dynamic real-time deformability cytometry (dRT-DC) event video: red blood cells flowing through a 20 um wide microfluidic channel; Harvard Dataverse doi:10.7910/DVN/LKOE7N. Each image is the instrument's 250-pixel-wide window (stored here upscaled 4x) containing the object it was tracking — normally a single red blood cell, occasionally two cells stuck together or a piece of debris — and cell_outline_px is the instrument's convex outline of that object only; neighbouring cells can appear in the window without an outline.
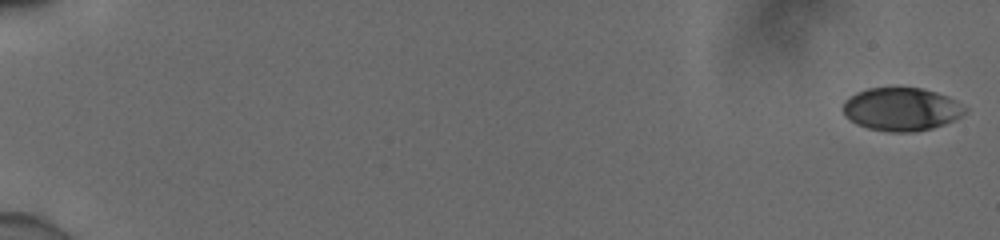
{"species": "human", "species_latin": "Homo sapiens", "temperature_condition": "cold", "stored_images_in_passage": 56, "camera_frame_rate_fps": 3000, "um_per_image_px": 0.085, "donor": {"sex": "male"}, "frame": {"image": 1, "passage_image": 1, "time_ms": 0.0, "image_size_px": [1000, 240], "cell_outline_px": [[968, 108], [960, 116], [944, 124], [932, 128], [912, 132], [888, 132], [868, 128], [856, 124], [844, 116], [844, 100], [848, 96], [856, 92], [868, 88], [920, 88], [936, 92], [948, 96], [956, 100]], "centroid_in_image_um": [76.6, 9.28], "position_along_channel_um": 8.4, "area_um2": 30.69}}
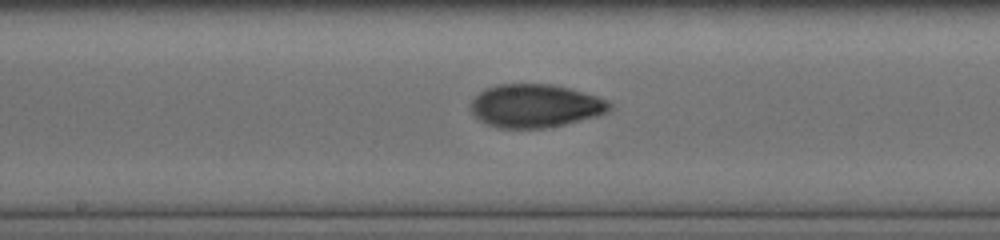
{"frame": {"image": 2, "passage_image": 32, "time_ms": 10.333, "image_size_px": [1000, 240], "cell_outline_px": [[612, 108], [608, 112], [596, 116], [548, 128], [500, 128], [484, 124], [472, 112], [472, 100], [480, 92], [488, 88], [500, 84], [548, 84], [568, 88], [596, 96], [608, 100], [612, 104]], "centroid_in_image_um": [45.52, 9.01], "position_along_channel_um": 202.7, "area_um2": 34.74}}
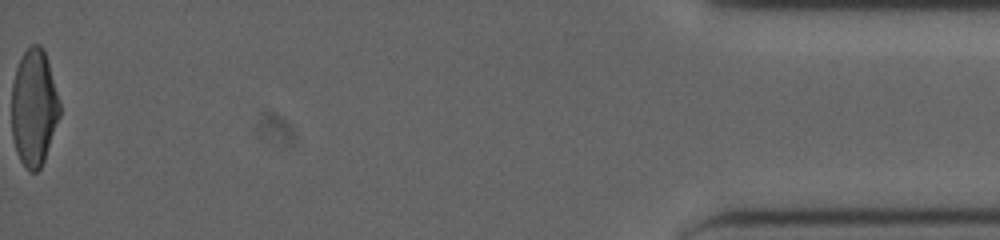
{"frame": {"image": 3, "passage_image": 56, "time_ms": 18.333, "image_size_px": [1000, 240], "cell_outline_px": [[60, 116], [44, 160], [40, 168], [36, 172], [28, 172], [20, 160], [16, 152], [12, 136], [12, 84], [16, 68], [24, 52], [32, 44], [40, 44], [44, 48], [60, 100]], "centroid_in_image_um": [2.89, 9.16], "position_along_channel_um": 432.3, "area_um2": 32.95}, "authors_computed_cell_mechanics": {"area_um2": 33.0038, "velocity_mm_per_s": 3.9131, "shape_relaxation_time_tau1_ms": 3.898, "shape_relaxation_time_tau2_ms": 2.6192, "deformation_change_tau1": 0.17, "deformation_change_tau2": 0.0557}}